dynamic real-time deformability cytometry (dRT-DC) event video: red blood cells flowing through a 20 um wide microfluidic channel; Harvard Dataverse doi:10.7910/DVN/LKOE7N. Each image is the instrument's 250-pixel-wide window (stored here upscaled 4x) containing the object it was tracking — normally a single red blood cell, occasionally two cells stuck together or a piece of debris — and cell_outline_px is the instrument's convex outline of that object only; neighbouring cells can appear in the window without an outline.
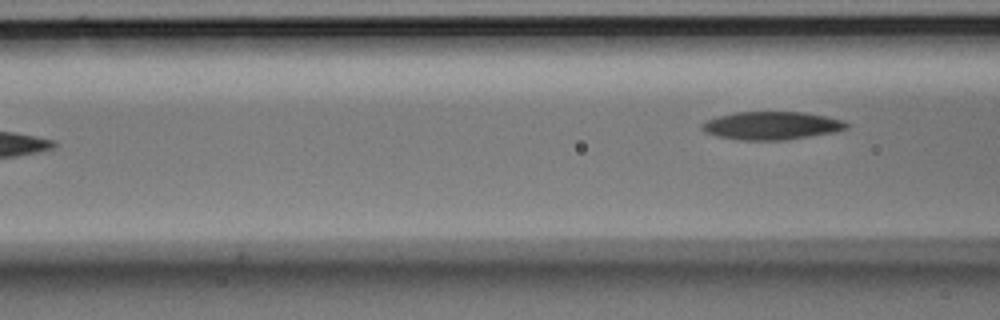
{"species": "Egyptian fruit bat (a non-hibernating species)", "species_latin": "Rousettus aegyptiacus", "temperature_condition": "room temperature", "stored_images_in_passage": 5, "camera_frame_rate_fps": 3000, "um_per_image_px": 0.085, "animal": {"sex": "male"}, "frame": {"image": 1, "passage_image": 5, "time_ms": 1.333, "image_size_px": [1000, 320], "cell_outline_px": [[848, 128], [832, 132], [784, 140], [740, 140], [716, 136], [700, 128], [700, 124], [704, 120], [732, 112], [804, 112], [844, 120], [848, 124]], "centroid_in_image_um": [65.53, 10.67], "position_along_channel_um": 101.1, "area_um2": 23.58}}